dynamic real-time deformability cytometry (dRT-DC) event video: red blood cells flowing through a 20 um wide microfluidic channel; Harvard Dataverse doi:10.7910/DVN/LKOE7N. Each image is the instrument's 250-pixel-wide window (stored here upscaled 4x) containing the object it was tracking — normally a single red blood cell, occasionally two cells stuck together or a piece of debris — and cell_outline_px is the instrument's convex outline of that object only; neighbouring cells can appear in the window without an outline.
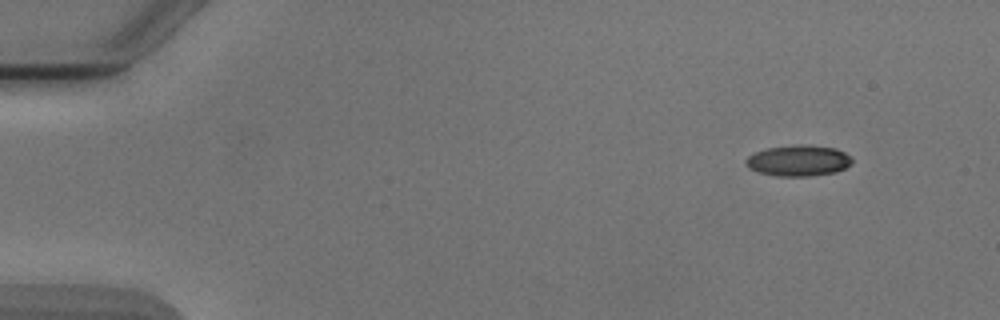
{"species": "Egyptian fruit bat (a non-hibernating species)", "species_latin": "Rousettus aegyptiacus", "temperature_condition": "cold", "stored_images_in_passage": 4, "camera_frame_rate_fps": 3000, "um_per_image_px": 0.085, "animal": {"sex": "male"}, "frame": {"image": 1, "passage_image": 1, "time_ms": 0.0, "image_size_px": [1000, 320], "cell_outline_px": [[852, 164], [836, 172], [808, 176], [776, 176], [760, 172], [748, 168], [744, 164], [744, 160], [748, 156], [756, 152], [768, 148], [796, 144], [808, 144], [836, 148], [852, 156]], "centroid_in_image_um": [67.88, 13.64], "position_along_channel_um": 17.1, "area_um2": 19.36}}
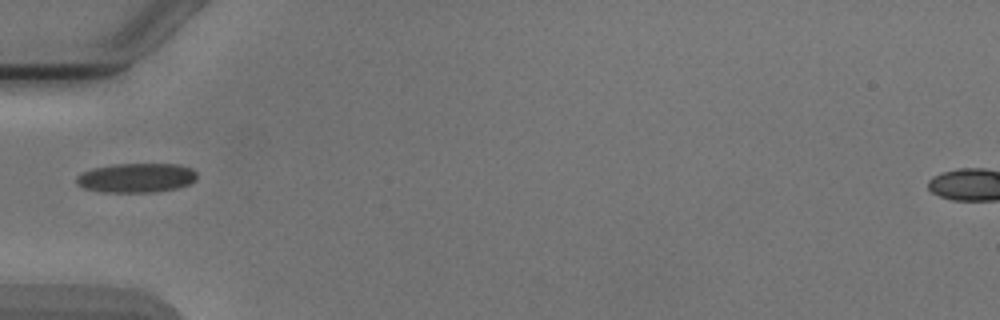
{"frame": {"image": 2, "passage_image": 4, "time_ms": 4.333, "image_size_px": [1000, 320], "cell_outline_px": [[196, 180], [192, 184], [176, 188], [152, 192], [100, 192], [84, 188], [76, 184], [76, 176], [80, 172], [92, 168], [112, 164], [180, 164], [192, 168], [196, 172]], "centroid_in_image_um": [11.57, 15.11], "position_along_channel_um": 73.4, "area_um2": 20.92}}